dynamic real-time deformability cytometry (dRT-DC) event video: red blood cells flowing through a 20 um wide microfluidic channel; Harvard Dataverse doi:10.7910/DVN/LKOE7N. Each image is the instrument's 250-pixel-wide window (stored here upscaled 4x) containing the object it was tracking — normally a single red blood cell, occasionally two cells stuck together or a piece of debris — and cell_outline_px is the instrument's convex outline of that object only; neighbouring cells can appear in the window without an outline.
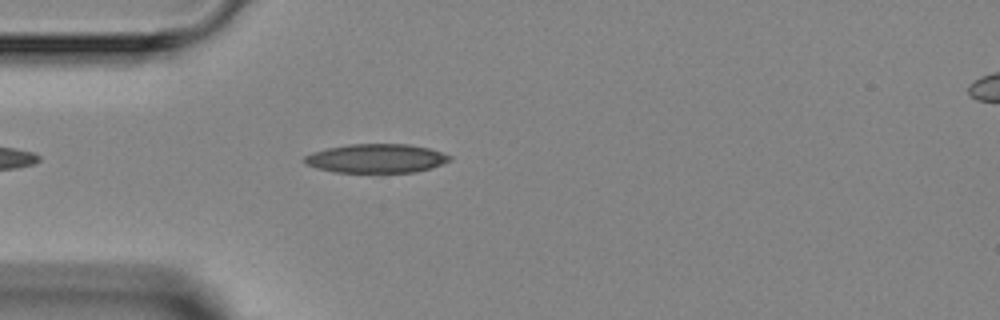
{"species": "Egyptian fruit bat (a non-hibernating species)", "species_latin": "Rousettus aegyptiacus", "temperature_condition": "room temperature", "stored_images_in_passage": 4, "camera_frame_rate_fps": 3000, "um_per_image_px": 0.085, "animal": {"sex": "female"}, "frame": {"image": 1, "passage_image": 4, "time_ms": 3.333, "image_size_px": [1000, 320], "cell_outline_px": [[452, 160], [432, 168], [416, 172], [332, 172], [316, 168], [304, 164], [304, 156], [312, 152], [328, 148], [348, 144], [408, 144], [428, 148], [452, 156]], "centroid_in_image_um": [31.97, 13.47], "position_along_channel_um": 53.0, "area_um2": 24.57}}